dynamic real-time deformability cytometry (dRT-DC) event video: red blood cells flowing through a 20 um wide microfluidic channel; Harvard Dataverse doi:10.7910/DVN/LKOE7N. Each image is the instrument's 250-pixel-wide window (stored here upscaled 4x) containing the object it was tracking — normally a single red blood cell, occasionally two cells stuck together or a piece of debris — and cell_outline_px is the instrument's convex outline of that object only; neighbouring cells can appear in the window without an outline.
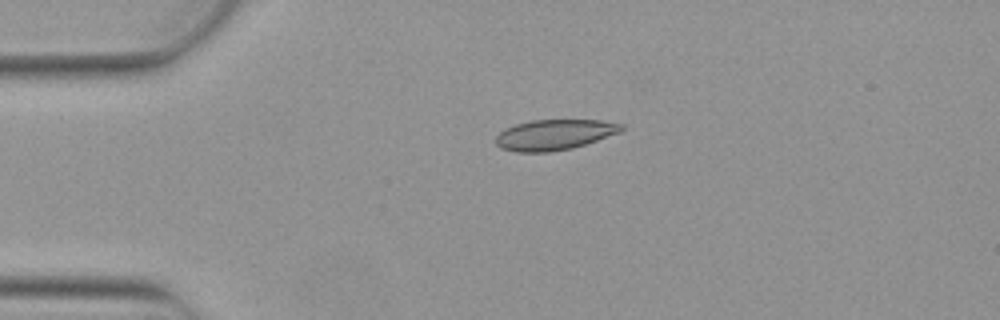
{"species": "Egyptian fruit bat (a non-hibernating species)", "species_latin": "Rousettus aegyptiacus", "temperature_condition": "warm", "stored_images_in_passage": 3, "camera_frame_rate_fps": 3000, "um_per_image_px": 0.085, "animal": {"sex": "female"}, "frame": {"image": 1, "passage_image": 2, "time_ms": 0.333, "image_size_px": [1000, 320], "cell_outline_px": [[624, 128], [620, 132], [572, 148], [548, 152], [516, 152], [500, 148], [496, 144], [496, 136], [504, 128], [516, 124], [532, 120], [600, 120], [624, 124]], "centroid_in_image_um": [47.1, 11.45], "position_along_channel_um": 37.9, "area_um2": 22.25}}